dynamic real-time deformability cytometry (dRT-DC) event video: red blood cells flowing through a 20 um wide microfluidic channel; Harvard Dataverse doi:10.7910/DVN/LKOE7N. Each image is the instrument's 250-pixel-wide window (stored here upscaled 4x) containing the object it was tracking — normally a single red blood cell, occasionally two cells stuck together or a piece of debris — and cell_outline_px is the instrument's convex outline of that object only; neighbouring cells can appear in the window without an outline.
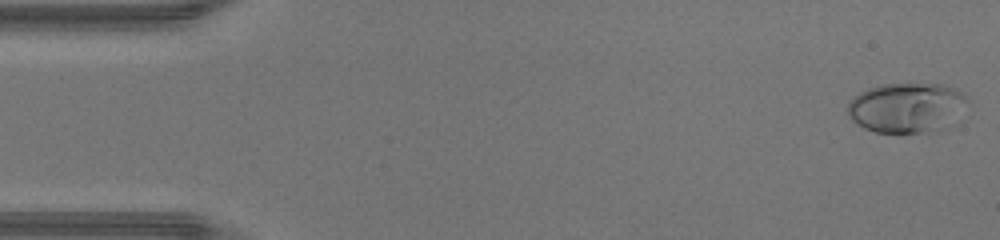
{"species": "human", "species_latin": "Homo sapiens", "temperature_condition": "warm", "stored_images_in_passage": 46, "camera_frame_rate_fps": 3000, "um_per_image_px": 0.085, "donor": {"sex": "male"}, "frame": {"image": 1, "passage_image": 1, "time_ms": 0.0, "image_size_px": [1000, 240], "cell_outline_px": [[968, 100], [920, 132], [876, 132], [864, 128], [856, 124], [852, 120], [848, 112], [848, 100], [860, 92], [868, 88], [880, 84], [944, 84], [956, 88]], "centroid_in_image_um": [76.77, 9.05], "position_along_channel_um": 8.2, "area_um2": 32.19}}
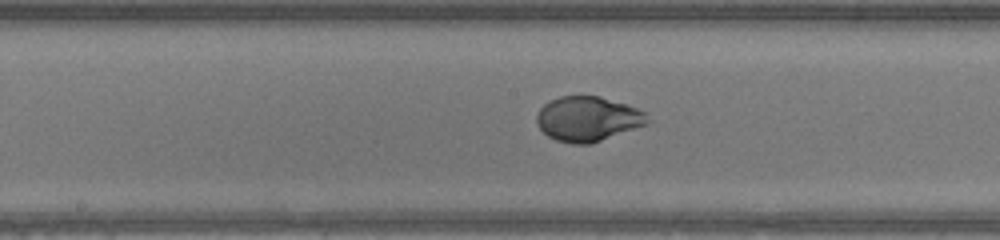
{"frame": {"image": 2, "passage_image": 23, "time_ms": 7.333, "image_size_px": [1000, 240], "cell_outline_px": [[652, 120], [648, 124], [592, 144], [572, 144], [556, 140], [548, 136], [540, 128], [536, 120], [536, 116], [540, 108], [544, 104], [560, 96], [600, 96], [636, 108], [644, 112]], "centroid_in_image_um": [49.98, 10.12], "position_along_channel_um": 198.2, "area_um2": 28.96}}
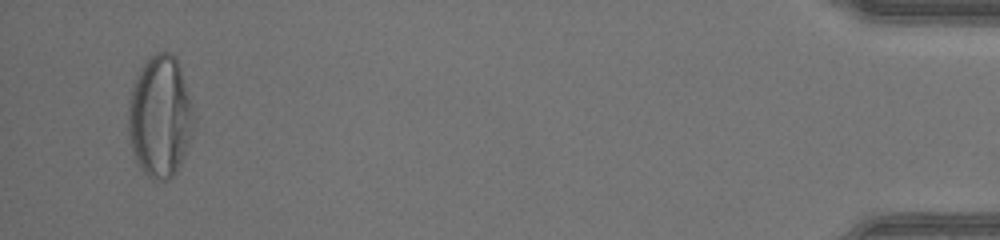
{"frame": {"image": 3, "passage_image": 44, "time_ms": 14.333, "image_size_px": [1000, 240], "cell_outline_px": [[196, 120], [184, 156], [176, 172], [168, 180], [152, 180], [140, 168], [132, 152], [128, 136], [128, 104], [132, 88], [136, 76], [148, 56], [156, 52], [172, 52], [176, 56], [196, 116]], "centroid_in_image_um": [13.6, 9.91], "position_along_channel_um": 421.6, "area_um2": 46.93}, "authors_computed_cell_mechanics": {"area_um2": 30.9519, "velocity_mm_per_s": 4.4876, "shape_relaxation_time_tau1_ms": 3.6453, "shape_relaxation_time_tau2_ms": null, "deformation_change_tau1": 0.2812, "deformation_change_tau2": null}}